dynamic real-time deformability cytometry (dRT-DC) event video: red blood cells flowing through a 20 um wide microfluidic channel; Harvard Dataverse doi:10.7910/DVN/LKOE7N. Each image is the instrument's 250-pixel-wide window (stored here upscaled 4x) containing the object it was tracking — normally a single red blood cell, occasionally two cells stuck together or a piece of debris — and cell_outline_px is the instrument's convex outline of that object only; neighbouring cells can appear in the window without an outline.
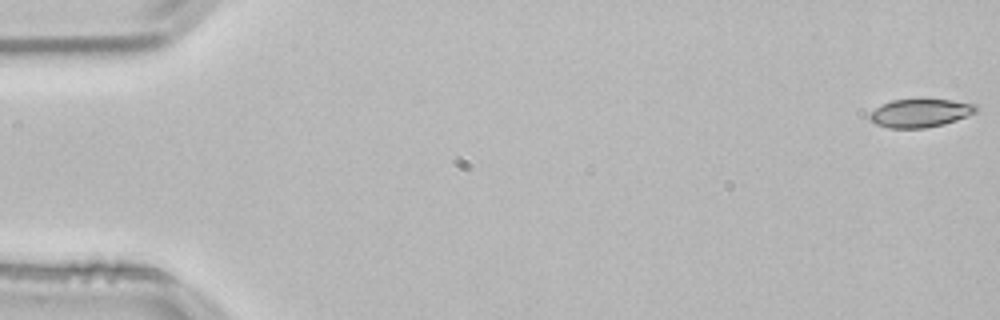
{"species": "common noctule bat (a hibernating species)", "species_latin": "Nyctalus noctula", "temperature_condition": "room temperature", "stored_images_in_passage": 54, "camera_frame_rate_fps": 3000, "um_per_image_px": 0.085, "animal": {"sex": "male", "body_mass_g": 21.5, "forearm_length_mm": 52.0}, "frame": {"image": 1, "passage_image": 1, "time_ms": 0.0, "image_size_px": [1000, 320], "cell_outline_px": [[980, 108], [976, 112], [956, 120], [944, 124], [924, 128], [888, 128], [876, 124], [868, 116], [876, 108], [892, 100], [952, 100], [976, 104]], "centroid_in_image_um": [78.26, 9.62], "position_along_channel_um": 6.7, "area_um2": 17.28}}
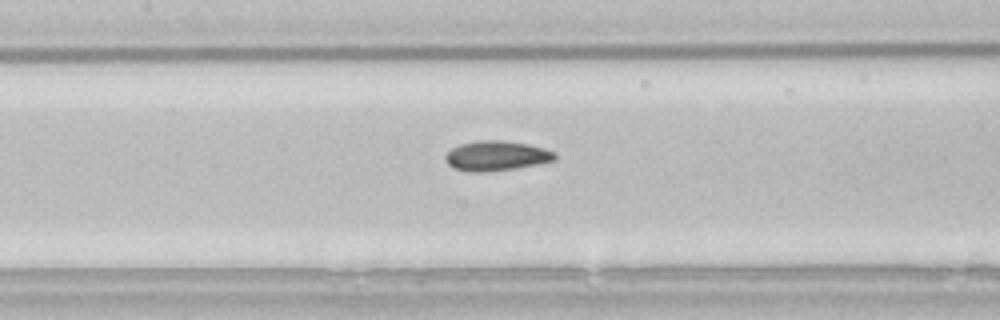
{"frame": {"image": 2, "passage_image": 25, "time_ms": 8.0, "image_size_px": [1000, 320], "cell_outline_px": [[556, 156], [552, 160], [536, 164], [516, 168], [484, 172], [468, 172], [452, 168], [448, 164], [444, 156], [452, 148], [460, 144], [476, 140], [504, 140], [528, 144], [544, 148], [556, 152]], "centroid_in_image_um": [42.15, 13.24], "position_along_channel_um": 165.2, "area_um2": 19.07}}
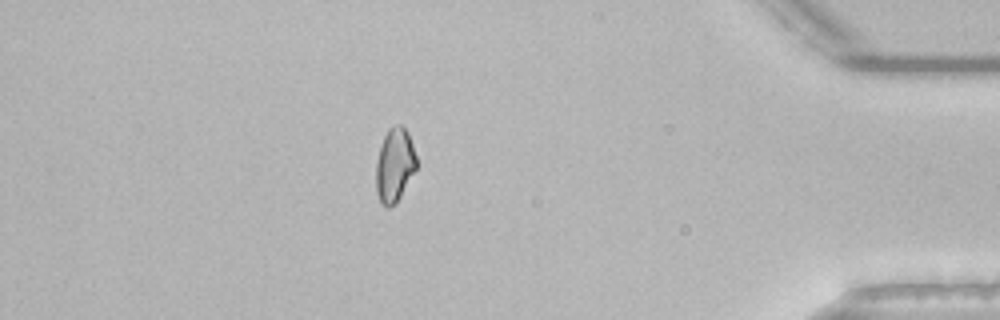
{"frame": {"image": 3, "passage_image": 47, "time_ms": 15.333, "image_size_px": [1000, 320], "cell_outline_px": [[416, 168], [396, 204], [388, 208], [380, 204], [376, 192], [376, 160], [380, 144], [388, 128], [392, 124], [400, 124], [408, 132], [416, 156]], "centroid_in_image_um": [33.51, 14.03], "position_along_channel_um": 401.7, "area_um2": 17.63}, "authors_computed_cell_mechanics": {"area_um2": 17.9469, "velocity_mm_per_s": 3.8207, "shape_relaxation_time_tau1_ms": null, "shape_relaxation_time_tau2_ms": 9.0705, "deformation_change_tau1": null, "deformation_change_tau2": 0.1334}}